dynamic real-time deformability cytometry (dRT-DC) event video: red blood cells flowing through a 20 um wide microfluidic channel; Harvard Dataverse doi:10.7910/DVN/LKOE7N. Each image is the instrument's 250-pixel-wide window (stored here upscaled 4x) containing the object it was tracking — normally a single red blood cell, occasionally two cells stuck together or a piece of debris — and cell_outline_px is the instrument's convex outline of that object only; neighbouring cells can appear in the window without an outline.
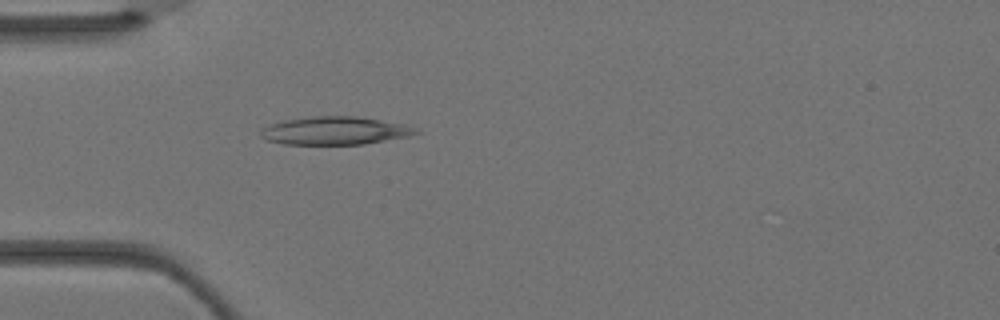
{"species": "Egyptian fruit bat (a non-hibernating species)", "species_latin": "Rousettus aegyptiacus", "temperature_condition": "warm", "stored_images_in_passage": 4, "camera_frame_rate_fps": 3000, "um_per_image_px": 0.085, "animal": {"sex": "female"}, "frame": {"image": 1, "passage_image": 4, "time_ms": 1.0, "image_size_px": [1000, 320], "cell_outline_px": [[424, 132], [408, 136], [364, 144], [284, 144], [268, 140], [260, 136], [260, 128], [284, 120], [312, 116], [356, 116], [404, 124], [420, 128]], "centroid_in_image_um": [28.51, 11.1], "position_along_channel_um": 56.5, "area_um2": 25.43}}